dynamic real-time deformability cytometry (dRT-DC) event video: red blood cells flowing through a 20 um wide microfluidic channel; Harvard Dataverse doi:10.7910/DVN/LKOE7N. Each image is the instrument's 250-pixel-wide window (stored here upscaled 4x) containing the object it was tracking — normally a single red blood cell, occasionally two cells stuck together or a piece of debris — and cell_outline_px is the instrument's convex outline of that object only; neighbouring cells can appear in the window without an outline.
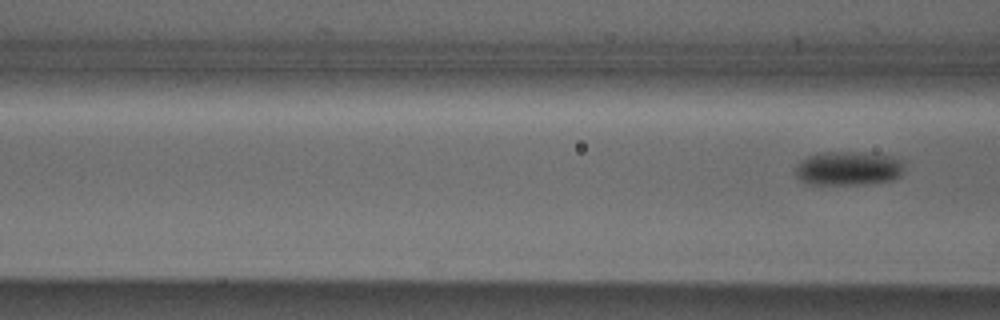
{"species": "Egyptian fruit bat (a non-hibernating species)", "species_latin": "Rousettus aegyptiacus", "temperature_condition": "cold", "stored_images_in_passage": 3, "camera_frame_rate_fps": 3000, "um_per_image_px": 0.085, "animal": {"sex": "male"}, "frame": {"image": 1, "passage_image": 3, "time_ms": 0.667, "image_size_px": [1000, 320], "cell_outline_px": [[904, 168], [900, 176], [892, 180], [864, 184], [812, 184], [800, 180], [796, 176], [796, 164], [800, 160], [808, 156], [820, 152], [864, 152], [888, 156], [900, 160], [904, 164]], "centroid_in_image_um": [72.09, 14.31], "position_along_channel_um": 94.5, "area_um2": 21.56}}